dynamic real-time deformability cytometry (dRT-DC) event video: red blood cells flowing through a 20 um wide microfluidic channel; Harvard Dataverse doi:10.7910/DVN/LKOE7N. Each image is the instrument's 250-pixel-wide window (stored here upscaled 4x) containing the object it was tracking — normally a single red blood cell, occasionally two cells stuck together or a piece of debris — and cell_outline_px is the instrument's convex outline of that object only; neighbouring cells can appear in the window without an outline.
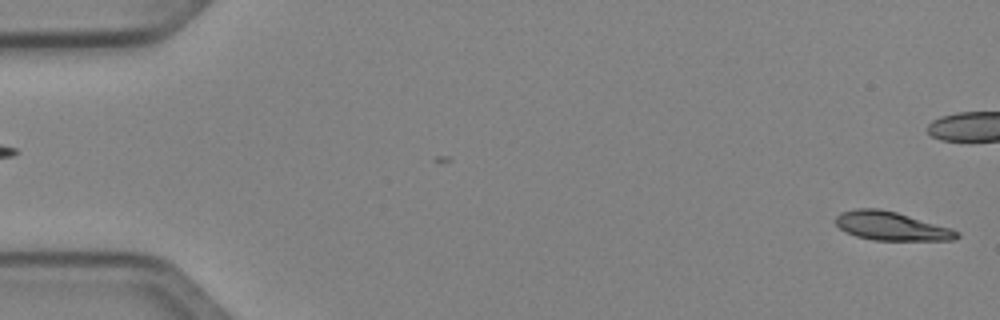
{"species": "Egyptian fruit bat (a non-hibernating species)", "species_latin": "Rousettus aegyptiacus", "temperature_condition": "cold", "stored_images_in_passage": 51, "camera_frame_rate_fps": 3000, "um_per_image_px": 0.085, "animal": {"sex": "female"}, "frame": {"image": 1, "passage_image": 1, "time_ms": 0.0, "image_size_px": [1000, 320], "cell_outline_px": [[960, 236], [956, 240], [872, 240], [856, 236], [844, 232], [836, 224], [836, 216], [840, 212], [856, 208], [876, 208], [896, 212], [952, 228], [960, 232]], "centroid_in_image_um": [75.77, 19.22], "position_along_channel_um": 9.2, "area_um2": 20.35}}
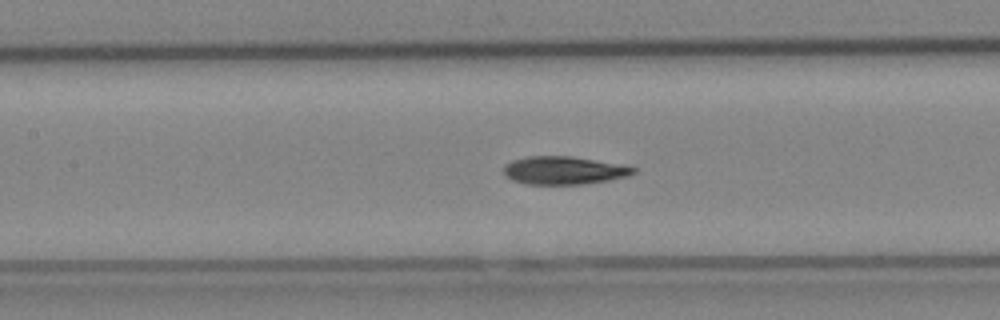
{"frame": {"image": 2, "passage_image": 23, "time_ms": 7.333, "image_size_px": [1000, 320], "cell_outline_px": [[636, 172], [628, 176], [608, 180], [584, 184], [524, 184], [512, 180], [504, 176], [504, 164], [512, 160], [528, 156], [568, 156], [624, 164], [636, 168]], "centroid_in_image_um": [47.92, 14.48], "position_along_channel_um": 159.5, "area_um2": 21.33}}
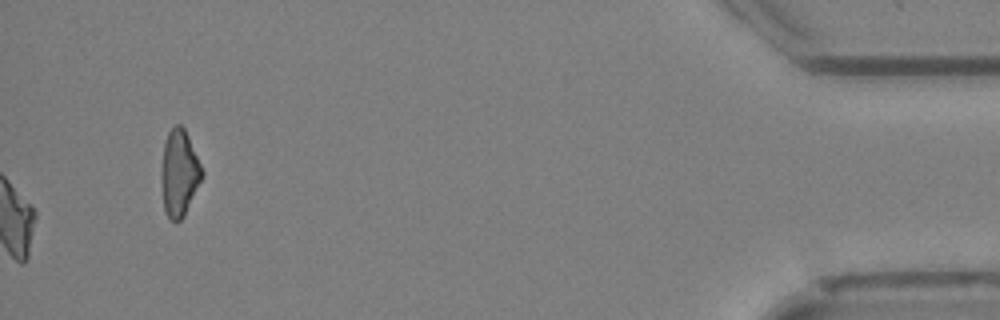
{"frame": {"image": 3, "passage_image": 51, "time_ms": 16.667, "image_size_px": [1000, 320], "cell_outline_px": [[204, 176], [184, 216], [180, 220], [168, 220], [164, 212], [160, 176], [164, 144], [168, 132], [176, 124], [180, 124], [184, 128], [188, 136], [204, 172]], "centroid_in_image_um": [15.23, 14.74], "position_along_channel_um": 420.0, "area_um2": 20.69}, "authors_computed_cell_mechanics": {"area_um2": 20.7502, "velocity_mm_per_s": 4.0463, "shape_relaxation_time_tau1_ms": 4.3915, "shape_relaxation_time_tau2_ms": 4.8278, "deformation_change_tau1": 0.1612, "deformation_change_tau2": 0.1277}}